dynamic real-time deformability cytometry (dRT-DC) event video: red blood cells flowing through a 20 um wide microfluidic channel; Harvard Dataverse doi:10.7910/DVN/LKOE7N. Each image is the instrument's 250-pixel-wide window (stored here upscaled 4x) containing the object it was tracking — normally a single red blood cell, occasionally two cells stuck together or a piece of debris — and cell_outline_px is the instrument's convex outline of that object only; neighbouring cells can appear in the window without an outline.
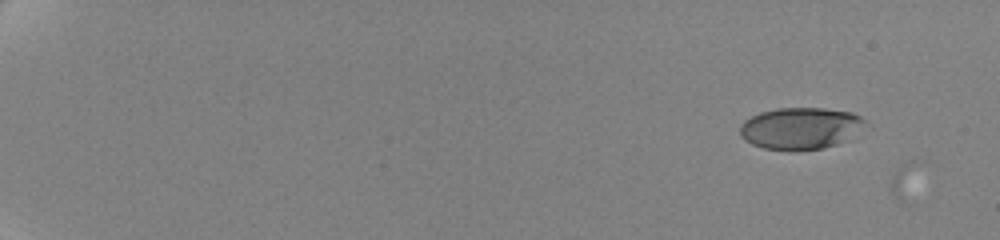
{"species": "human", "species_latin": "Homo sapiens", "temperature_condition": "cold", "stored_images_in_passage": 10, "camera_frame_rate_fps": 3000, "um_per_image_px": 0.085, "donor": {"sex": "female"}, "frame": {"image": 1, "passage_image": 8, "time_ms": 1.667, "image_size_px": [1000, 240], "cell_outline_px": [[864, 120], [844, 140], [836, 144], [824, 148], [764, 148], [752, 144], [744, 140], [740, 136], [740, 124], [744, 120], [760, 112], [776, 108], [824, 108], [852, 112], [860, 116]], "centroid_in_image_um": [67.92, 10.86], "position_along_channel_um": 17.1, "area_um2": 29.3}}